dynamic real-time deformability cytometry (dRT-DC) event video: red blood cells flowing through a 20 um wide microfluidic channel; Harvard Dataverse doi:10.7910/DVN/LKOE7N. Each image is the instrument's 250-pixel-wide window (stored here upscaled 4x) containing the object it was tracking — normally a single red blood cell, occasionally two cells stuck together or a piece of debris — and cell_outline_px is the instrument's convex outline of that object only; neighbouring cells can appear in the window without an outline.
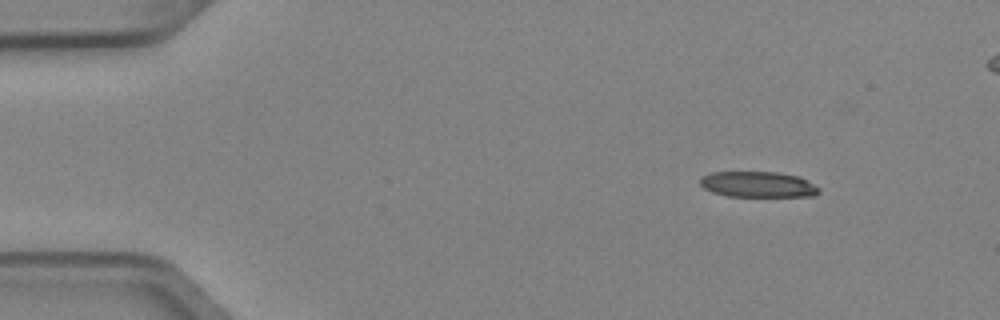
{"species": "Egyptian fruit bat (a non-hibernating species)", "species_latin": "Rousettus aegyptiacus", "temperature_condition": "cold", "stored_images_in_passage": 4, "camera_frame_rate_fps": 3000, "um_per_image_px": 0.085, "animal": {"sex": "female"}, "frame": {"image": 1, "passage_image": 1, "time_ms": 0.0, "image_size_px": [1000, 320], "cell_outline_px": [[820, 192], [816, 196], [728, 196], [712, 192], [704, 188], [700, 184], [700, 176], [712, 172], [776, 172], [800, 176], [820, 188]], "centroid_in_image_um": [64.43, 15.67], "position_along_channel_um": 20.6, "area_um2": 17.92}}